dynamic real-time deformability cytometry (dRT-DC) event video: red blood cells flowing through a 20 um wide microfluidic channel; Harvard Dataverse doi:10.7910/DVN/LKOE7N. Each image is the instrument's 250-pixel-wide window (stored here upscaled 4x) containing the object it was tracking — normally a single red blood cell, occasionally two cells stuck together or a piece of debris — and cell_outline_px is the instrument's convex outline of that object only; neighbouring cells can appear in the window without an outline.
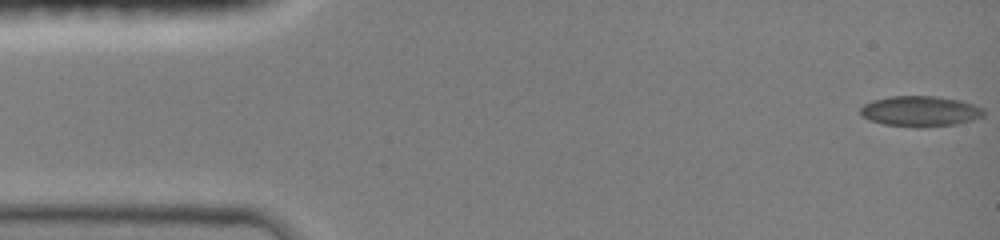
{"species": "common noctule bat (a hibernating species)", "species_latin": "Nyctalus noctula", "temperature_condition": "room temperature", "stored_images_in_passage": 48, "camera_frame_rate_fps": 3000, "um_per_image_px": 0.085, "animal": {"sex": "female", "body_mass_g": 19.0, "forearm_length_mm": 51.5}, "frame": {"image": 1, "passage_image": 1, "time_ms": 0.0, "image_size_px": [1000, 240], "cell_outline_px": [[984, 116], [972, 120], [956, 124], [924, 128], [916, 128], [884, 124], [868, 120], [860, 112], [860, 108], [864, 104], [872, 100], [892, 96], [936, 96], [960, 100], [984, 108]], "centroid_in_image_um": [78.23, 9.46], "position_along_channel_um": 6.8, "area_um2": 22.14}}
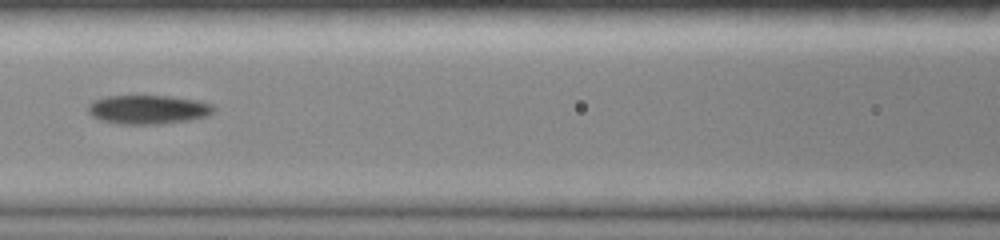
{"frame": {"image": 2, "passage_image": 21, "time_ms": 6.667, "image_size_px": [1000, 240], "cell_outline_px": [[216, 108], [208, 116], [192, 120], [164, 124], [116, 124], [100, 120], [92, 116], [88, 112], [88, 104], [92, 100], [108, 96], [172, 96], [200, 100], [212, 104]], "centroid_in_image_um": [12.61, 9.31], "position_along_channel_um": 154.0, "area_um2": 21.62}}
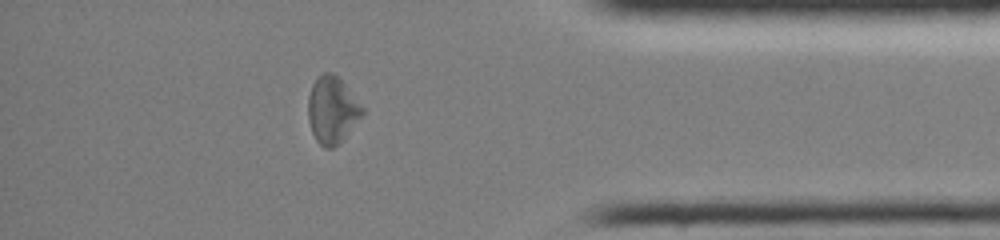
{"frame": {"image": 3, "passage_image": 41, "time_ms": 13.333, "image_size_px": [1000, 240], "cell_outline_px": [[364, 116], [340, 144], [332, 148], [324, 148], [316, 140], [312, 132], [308, 120], [308, 96], [312, 84], [316, 76], [324, 72], [332, 72], [344, 84], [364, 108]], "centroid_in_image_um": [28.24, 9.37], "position_along_channel_um": 407.0, "area_um2": 21.44}, "authors_computed_cell_mechanics": {"area_um2": 20.9814, "velocity_mm_per_s": 4.0279, "shape_relaxation_time_tau1_ms": 9.618, "shape_relaxation_time_tau2_ms": 4.2002, "deformation_change_tau1": 0.2365, "deformation_change_tau2": 0.1252}}